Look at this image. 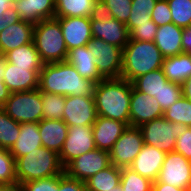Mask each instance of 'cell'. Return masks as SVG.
<instances>
[{"label":"cell","mask_w":191,"mask_h":191,"mask_svg":"<svg viewBox=\"0 0 191 191\" xmlns=\"http://www.w3.org/2000/svg\"><path fill=\"white\" fill-rule=\"evenodd\" d=\"M96 83L81 77L67 61L47 63L39 73V90L62 96L93 95Z\"/></svg>","instance_id":"obj_1"},{"label":"cell","mask_w":191,"mask_h":191,"mask_svg":"<svg viewBox=\"0 0 191 191\" xmlns=\"http://www.w3.org/2000/svg\"><path fill=\"white\" fill-rule=\"evenodd\" d=\"M133 84L122 78L103 79L95 85L97 115L130 126V102Z\"/></svg>","instance_id":"obj_2"},{"label":"cell","mask_w":191,"mask_h":191,"mask_svg":"<svg viewBox=\"0 0 191 191\" xmlns=\"http://www.w3.org/2000/svg\"><path fill=\"white\" fill-rule=\"evenodd\" d=\"M164 59L154 41L129 40L123 48L120 78L132 83L141 75L161 69Z\"/></svg>","instance_id":"obj_3"},{"label":"cell","mask_w":191,"mask_h":191,"mask_svg":"<svg viewBox=\"0 0 191 191\" xmlns=\"http://www.w3.org/2000/svg\"><path fill=\"white\" fill-rule=\"evenodd\" d=\"M15 169L19 186L25 182L61 175L64 172L59 154L43 146L19 157L15 161Z\"/></svg>","instance_id":"obj_4"},{"label":"cell","mask_w":191,"mask_h":191,"mask_svg":"<svg viewBox=\"0 0 191 191\" xmlns=\"http://www.w3.org/2000/svg\"><path fill=\"white\" fill-rule=\"evenodd\" d=\"M33 42L44 64L66 61L68 49L56 18L43 20L34 25Z\"/></svg>","instance_id":"obj_5"},{"label":"cell","mask_w":191,"mask_h":191,"mask_svg":"<svg viewBox=\"0 0 191 191\" xmlns=\"http://www.w3.org/2000/svg\"><path fill=\"white\" fill-rule=\"evenodd\" d=\"M1 108L18 123H39L43 119L42 92L39 89L13 92Z\"/></svg>","instance_id":"obj_6"},{"label":"cell","mask_w":191,"mask_h":191,"mask_svg":"<svg viewBox=\"0 0 191 191\" xmlns=\"http://www.w3.org/2000/svg\"><path fill=\"white\" fill-rule=\"evenodd\" d=\"M144 144L155 146L165 153L175 150L176 139L188 126L181 123H172L164 117L153 119L141 125Z\"/></svg>","instance_id":"obj_7"},{"label":"cell","mask_w":191,"mask_h":191,"mask_svg":"<svg viewBox=\"0 0 191 191\" xmlns=\"http://www.w3.org/2000/svg\"><path fill=\"white\" fill-rule=\"evenodd\" d=\"M88 48L97 60V70L104 79L120 78L123 59L122 48L94 37L88 43Z\"/></svg>","instance_id":"obj_8"},{"label":"cell","mask_w":191,"mask_h":191,"mask_svg":"<svg viewBox=\"0 0 191 191\" xmlns=\"http://www.w3.org/2000/svg\"><path fill=\"white\" fill-rule=\"evenodd\" d=\"M94 149H96V145L92 126H68L67 138L59 153L60 163L65 168L72 160Z\"/></svg>","instance_id":"obj_9"},{"label":"cell","mask_w":191,"mask_h":191,"mask_svg":"<svg viewBox=\"0 0 191 191\" xmlns=\"http://www.w3.org/2000/svg\"><path fill=\"white\" fill-rule=\"evenodd\" d=\"M144 145L139 127L128 126L109 151L111 164L129 167Z\"/></svg>","instance_id":"obj_10"},{"label":"cell","mask_w":191,"mask_h":191,"mask_svg":"<svg viewBox=\"0 0 191 191\" xmlns=\"http://www.w3.org/2000/svg\"><path fill=\"white\" fill-rule=\"evenodd\" d=\"M109 165H111L109 152L96 148L72 160L64 168V173L70 178L85 182Z\"/></svg>","instance_id":"obj_11"},{"label":"cell","mask_w":191,"mask_h":191,"mask_svg":"<svg viewBox=\"0 0 191 191\" xmlns=\"http://www.w3.org/2000/svg\"><path fill=\"white\" fill-rule=\"evenodd\" d=\"M91 34L94 38L102 39L122 49L130 39L126 24L100 11L91 17Z\"/></svg>","instance_id":"obj_12"},{"label":"cell","mask_w":191,"mask_h":191,"mask_svg":"<svg viewBox=\"0 0 191 191\" xmlns=\"http://www.w3.org/2000/svg\"><path fill=\"white\" fill-rule=\"evenodd\" d=\"M97 118L93 95L65 96L62 120L68 125L92 126Z\"/></svg>","instance_id":"obj_13"},{"label":"cell","mask_w":191,"mask_h":191,"mask_svg":"<svg viewBox=\"0 0 191 191\" xmlns=\"http://www.w3.org/2000/svg\"><path fill=\"white\" fill-rule=\"evenodd\" d=\"M157 181L186 189L191 183V161L175 151L166 153Z\"/></svg>","instance_id":"obj_14"},{"label":"cell","mask_w":191,"mask_h":191,"mask_svg":"<svg viewBox=\"0 0 191 191\" xmlns=\"http://www.w3.org/2000/svg\"><path fill=\"white\" fill-rule=\"evenodd\" d=\"M130 126L141 125L164 116V112L155 97L132 87L130 102Z\"/></svg>","instance_id":"obj_15"},{"label":"cell","mask_w":191,"mask_h":191,"mask_svg":"<svg viewBox=\"0 0 191 191\" xmlns=\"http://www.w3.org/2000/svg\"><path fill=\"white\" fill-rule=\"evenodd\" d=\"M56 19L60 23L68 51L88 45L92 39L90 17H61Z\"/></svg>","instance_id":"obj_16"},{"label":"cell","mask_w":191,"mask_h":191,"mask_svg":"<svg viewBox=\"0 0 191 191\" xmlns=\"http://www.w3.org/2000/svg\"><path fill=\"white\" fill-rule=\"evenodd\" d=\"M12 13L35 25L55 18V0H14Z\"/></svg>","instance_id":"obj_17"},{"label":"cell","mask_w":191,"mask_h":191,"mask_svg":"<svg viewBox=\"0 0 191 191\" xmlns=\"http://www.w3.org/2000/svg\"><path fill=\"white\" fill-rule=\"evenodd\" d=\"M165 155L166 153L157 147L144 144L129 167L142 177L154 182L159 176Z\"/></svg>","instance_id":"obj_18"},{"label":"cell","mask_w":191,"mask_h":191,"mask_svg":"<svg viewBox=\"0 0 191 191\" xmlns=\"http://www.w3.org/2000/svg\"><path fill=\"white\" fill-rule=\"evenodd\" d=\"M41 69L16 67L7 62L3 82L11 93L39 89V73Z\"/></svg>","instance_id":"obj_19"},{"label":"cell","mask_w":191,"mask_h":191,"mask_svg":"<svg viewBox=\"0 0 191 191\" xmlns=\"http://www.w3.org/2000/svg\"><path fill=\"white\" fill-rule=\"evenodd\" d=\"M92 127L96 148L109 152L128 126L123 122L97 115Z\"/></svg>","instance_id":"obj_20"},{"label":"cell","mask_w":191,"mask_h":191,"mask_svg":"<svg viewBox=\"0 0 191 191\" xmlns=\"http://www.w3.org/2000/svg\"><path fill=\"white\" fill-rule=\"evenodd\" d=\"M34 24L18 20L0 32V53L6 54L33 41Z\"/></svg>","instance_id":"obj_21"},{"label":"cell","mask_w":191,"mask_h":191,"mask_svg":"<svg viewBox=\"0 0 191 191\" xmlns=\"http://www.w3.org/2000/svg\"><path fill=\"white\" fill-rule=\"evenodd\" d=\"M66 61L74 66L81 77L96 84L104 79L97 70V60L93 53L90 52L88 45L69 50Z\"/></svg>","instance_id":"obj_22"},{"label":"cell","mask_w":191,"mask_h":191,"mask_svg":"<svg viewBox=\"0 0 191 191\" xmlns=\"http://www.w3.org/2000/svg\"><path fill=\"white\" fill-rule=\"evenodd\" d=\"M42 146L60 153L68 134V125L63 120L42 119L39 122Z\"/></svg>","instance_id":"obj_23"},{"label":"cell","mask_w":191,"mask_h":191,"mask_svg":"<svg viewBox=\"0 0 191 191\" xmlns=\"http://www.w3.org/2000/svg\"><path fill=\"white\" fill-rule=\"evenodd\" d=\"M182 33L183 28L174 23L158 27L154 43L165 58L183 53Z\"/></svg>","instance_id":"obj_24"},{"label":"cell","mask_w":191,"mask_h":191,"mask_svg":"<svg viewBox=\"0 0 191 191\" xmlns=\"http://www.w3.org/2000/svg\"><path fill=\"white\" fill-rule=\"evenodd\" d=\"M42 146L41 136L39 134L38 122L20 123V133L17 141L13 144L9 152L15 161Z\"/></svg>","instance_id":"obj_25"},{"label":"cell","mask_w":191,"mask_h":191,"mask_svg":"<svg viewBox=\"0 0 191 191\" xmlns=\"http://www.w3.org/2000/svg\"><path fill=\"white\" fill-rule=\"evenodd\" d=\"M99 12V0H55V18L92 17Z\"/></svg>","instance_id":"obj_26"},{"label":"cell","mask_w":191,"mask_h":191,"mask_svg":"<svg viewBox=\"0 0 191 191\" xmlns=\"http://www.w3.org/2000/svg\"><path fill=\"white\" fill-rule=\"evenodd\" d=\"M162 69L169 81L182 85L191 77V54L181 53L166 57Z\"/></svg>","instance_id":"obj_27"},{"label":"cell","mask_w":191,"mask_h":191,"mask_svg":"<svg viewBox=\"0 0 191 191\" xmlns=\"http://www.w3.org/2000/svg\"><path fill=\"white\" fill-rule=\"evenodd\" d=\"M5 57L7 62L15 65L16 67L42 69L44 65L33 41L7 52Z\"/></svg>","instance_id":"obj_28"},{"label":"cell","mask_w":191,"mask_h":191,"mask_svg":"<svg viewBox=\"0 0 191 191\" xmlns=\"http://www.w3.org/2000/svg\"><path fill=\"white\" fill-rule=\"evenodd\" d=\"M121 168L111 164L85 181L88 191H109L120 185Z\"/></svg>","instance_id":"obj_29"},{"label":"cell","mask_w":191,"mask_h":191,"mask_svg":"<svg viewBox=\"0 0 191 191\" xmlns=\"http://www.w3.org/2000/svg\"><path fill=\"white\" fill-rule=\"evenodd\" d=\"M168 81L161 68L137 77L132 84L136 90L154 97L158 95L163 85Z\"/></svg>","instance_id":"obj_30"},{"label":"cell","mask_w":191,"mask_h":191,"mask_svg":"<svg viewBox=\"0 0 191 191\" xmlns=\"http://www.w3.org/2000/svg\"><path fill=\"white\" fill-rule=\"evenodd\" d=\"M20 133V123L0 107V148L10 150Z\"/></svg>","instance_id":"obj_31"},{"label":"cell","mask_w":191,"mask_h":191,"mask_svg":"<svg viewBox=\"0 0 191 191\" xmlns=\"http://www.w3.org/2000/svg\"><path fill=\"white\" fill-rule=\"evenodd\" d=\"M157 0H132V9L126 26L130 32L138 24L152 20L151 13Z\"/></svg>","instance_id":"obj_32"},{"label":"cell","mask_w":191,"mask_h":191,"mask_svg":"<svg viewBox=\"0 0 191 191\" xmlns=\"http://www.w3.org/2000/svg\"><path fill=\"white\" fill-rule=\"evenodd\" d=\"M132 0H99V11L126 24L132 9Z\"/></svg>","instance_id":"obj_33"},{"label":"cell","mask_w":191,"mask_h":191,"mask_svg":"<svg viewBox=\"0 0 191 191\" xmlns=\"http://www.w3.org/2000/svg\"><path fill=\"white\" fill-rule=\"evenodd\" d=\"M163 117L172 123L191 127V101L184 96L180 97L164 111Z\"/></svg>","instance_id":"obj_34"},{"label":"cell","mask_w":191,"mask_h":191,"mask_svg":"<svg viewBox=\"0 0 191 191\" xmlns=\"http://www.w3.org/2000/svg\"><path fill=\"white\" fill-rule=\"evenodd\" d=\"M153 181L142 177L130 167L121 168L120 185L123 191H152Z\"/></svg>","instance_id":"obj_35"},{"label":"cell","mask_w":191,"mask_h":191,"mask_svg":"<svg viewBox=\"0 0 191 191\" xmlns=\"http://www.w3.org/2000/svg\"><path fill=\"white\" fill-rule=\"evenodd\" d=\"M65 96L42 92L43 119L62 120Z\"/></svg>","instance_id":"obj_36"},{"label":"cell","mask_w":191,"mask_h":191,"mask_svg":"<svg viewBox=\"0 0 191 191\" xmlns=\"http://www.w3.org/2000/svg\"><path fill=\"white\" fill-rule=\"evenodd\" d=\"M172 23L181 28L191 27V0H167Z\"/></svg>","instance_id":"obj_37"},{"label":"cell","mask_w":191,"mask_h":191,"mask_svg":"<svg viewBox=\"0 0 191 191\" xmlns=\"http://www.w3.org/2000/svg\"><path fill=\"white\" fill-rule=\"evenodd\" d=\"M0 184H17L15 159L9 150L0 148Z\"/></svg>","instance_id":"obj_38"},{"label":"cell","mask_w":191,"mask_h":191,"mask_svg":"<svg viewBox=\"0 0 191 191\" xmlns=\"http://www.w3.org/2000/svg\"><path fill=\"white\" fill-rule=\"evenodd\" d=\"M182 96V85L168 81L163 85L158 95L154 97L157 99V102L160 104V107L164 112Z\"/></svg>","instance_id":"obj_39"},{"label":"cell","mask_w":191,"mask_h":191,"mask_svg":"<svg viewBox=\"0 0 191 191\" xmlns=\"http://www.w3.org/2000/svg\"><path fill=\"white\" fill-rule=\"evenodd\" d=\"M158 26L152 21L138 24L129 32V40L154 41Z\"/></svg>","instance_id":"obj_40"},{"label":"cell","mask_w":191,"mask_h":191,"mask_svg":"<svg viewBox=\"0 0 191 191\" xmlns=\"http://www.w3.org/2000/svg\"><path fill=\"white\" fill-rule=\"evenodd\" d=\"M21 191H58V175L23 183Z\"/></svg>","instance_id":"obj_41"},{"label":"cell","mask_w":191,"mask_h":191,"mask_svg":"<svg viewBox=\"0 0 191 191\" xmlns=\"http://www.w3.org/2000/svg\"><path fill=\"white\" fill-rule=\"evenodd\" d=\"M152 21L158 26L172 23L171 10L167 0H157L151 13Z\"/></svg>","instance_id":"obj_42"},{"label":"cell","mask_w":191,"mask_h":191,"mask_svg":"<svg viewBox=\"0 0 191 191\" xmlns=\"http://www.w3.org/2000/svg\"><path fill=\"white\" fill-rule=\"evenodd\" d=\"M58 191H88L85 182L68 177L64 172L58 175Z\"/></svg>","instance_id":"obj_43"},{"label":"cell","mask_w":191,"mask_h":191,"mask_svg":"<svg viewBox=\"0 0 191 191\" xmlns=\"http://www.w3.org/2000/svg\"><path fill=\"white\" fill-rule=\"evenodd\" d=\"M174 151L191 161V127H188L185 132L178 136Z\"/></svg>","instance_id":"obj_44"},{"label":"cell","mask_w":191,"mask_h":191,"mask_svg":"<svg viewBox=\"0 0 191 191\" xmlns=\"http://www.w3.org/2000/svg\"><path fill=\"white\" fill-rule=\"evenodd\" d=\"M7 59L4 54L0 53V107H2L8 100L11 92L3 82L4 73L6 70Z\"/></svg>","instance_id":"obj_45"},{"label":"cell","mask_w":191,"mask_h":191,"mask_svg":"<svg viewBox=\"0 0 191 191\" xmlns=\"http://www.w3.org/2000/svg\"><path fill=\"white\" fill-rule=\"evenodd\" d=\"M182 49L183 53L191 54V27L183 28Z\"/></svg>","instance_id":"obj_46"},{"label":"cell","mask_w":191,"mask_h":191,"mask_svg":"<svg viewBox=\"0 0 191 191\" xmlns=\"http://www.w3.org/2000/svg\"><path fill=\"white\" fill-rule=\"evenodd\" d=\"M152 191H186V189H181L155 180L152 184Z\"/></svg>","instance_id":"obj_47"},{"label":"cell","mask_w":191,"mask_h":191,"mask_svg":"<svg viewBox=\"0 0 191 191\" xmlns=\"http://www.w3.org/2000/svg\"><path fill=\"white\" fill-rule=\"evenodd\" d=\"M19 20V17L13 13L0 17V32L6 27L11 26Z\"/></svg>","instance_id":"obj_48"},{"label":"cell","mask_w":191,"mask_h":191,"mask_svg":"<svg viewBox=\"0 0 191 191\" xmlns=\"http://www.w3.org/2000/svg\"><path fill=\"white\" fill-rule=\"evenodd\" d=\"M14 0H0V17L12 13Z\"/></svg>","instance_id":"obj_49"},{"label":"cell","mask_w":191,"mask_h":191,"mask_svg":"<svg viewBox=\"0 0 191 191\" xmlns=\"http://www.w3.org/2000/svg\"><path fill=\"white\" fill-rule=\"evenodd\" d=\"M183 96L191 101V77L182 84Z\"/></svg>","instance_id":"obj_50"},{"label":"cell","mask_w":191,"mask_h":191,"mask_svg":"<svg viewBox=\"0 0 191 191\" xmlns=\"http://www.w3.org/2000/svg\"><path fill=\"white\" fill-rule=\"evenodd\" d=\"M0 191H21L18 184H0Z\"/></svg>","instance_id":"obj_51"},{"label":"cell","mask_w":191,"mask_h":191,"mask_svg":"<svg viewBox=\"0 0 191 191\" xmlns=\"http://www.w3.org/2000/svg\"><path fill=\"white\" fill-rule=\"evenodd\" d=\"M109 191H123L121 185H118L117 187L111 188Z\"/></svg>","instance_id":"obj_52"},{"label":"cell","mask_w":191,"mask_h":191,"mask_svg":"<svg viewBox=\"0 0 191 191\" xmlns=\"http://www.w3.org/2000/svg\"><path fill=\"white\" fill-rule=\"evenodd\" d=\"M186 191H191V183L187 186Z\"/></svg>","instance_id":"obj_53"}]
</instances>
